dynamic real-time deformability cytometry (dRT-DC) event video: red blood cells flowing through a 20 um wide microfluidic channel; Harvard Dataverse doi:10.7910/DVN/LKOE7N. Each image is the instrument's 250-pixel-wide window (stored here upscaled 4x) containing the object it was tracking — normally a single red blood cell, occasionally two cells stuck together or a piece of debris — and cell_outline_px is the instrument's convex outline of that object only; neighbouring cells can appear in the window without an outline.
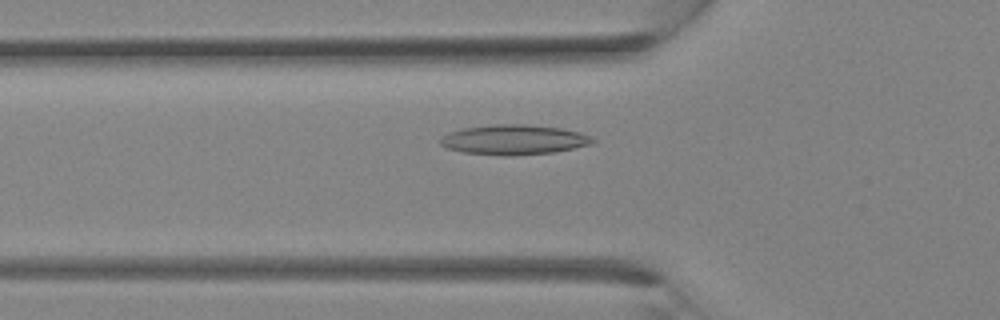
{"species": "Egyptian fruit bat (a non-hibernating species)", "species_latin": "Rousettus aegyptiacus", "temperature_condition": "room temperature", "stored_images_in_passage": 31, "camera_frame_rate_fps": 3000, "um_per_image_px": 0.085, "animal": {"sex": "female"}, "frame": {"image": 1, "passage_image": 12, "time_ms": 3.667, "image_size_px": [1000, 320], "cell_outline_px": [[596, 140], [592, 144], [556, 152], [512, 156], [504, 156], [460, 152], [448, 148], [440, 144], [440, 140], [448, 132], [464, 128], [496, 124], [524, 124], [560, 128], [580, 132]], "centroid_in_image_um": [43.68, 11.88], "position_along_channel_um": 82.1, "area_um2": 26.59}}
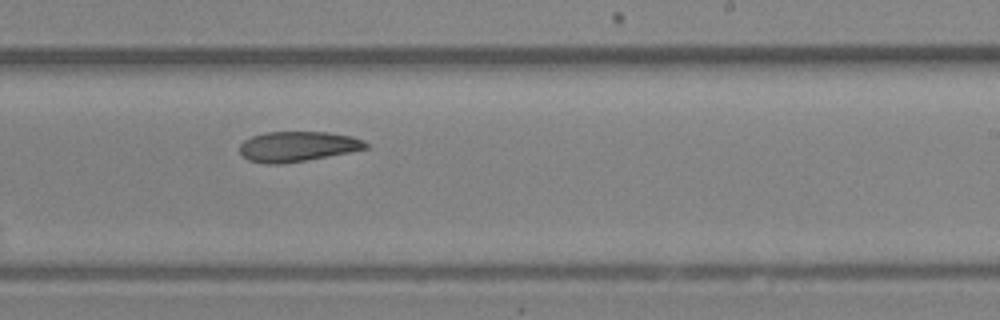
{"frame": {"image": 2, "passage_image": 21, "time_ms": 6.667, "image_size_px": [1000, 320], "cell_outline_px": [[368, 148], [352, 152], [280, 164], [268, 164], [248, 160], [240, 152], [240, 144], [244, 140], [252, 136], [264, 132], [328, 132], [352, 136], [364, 140], [368, 144]], "centroid_in_image_um": [25.31, 12.44], "position_along_channel_um": 263.7, "area_um2": 22.14}}
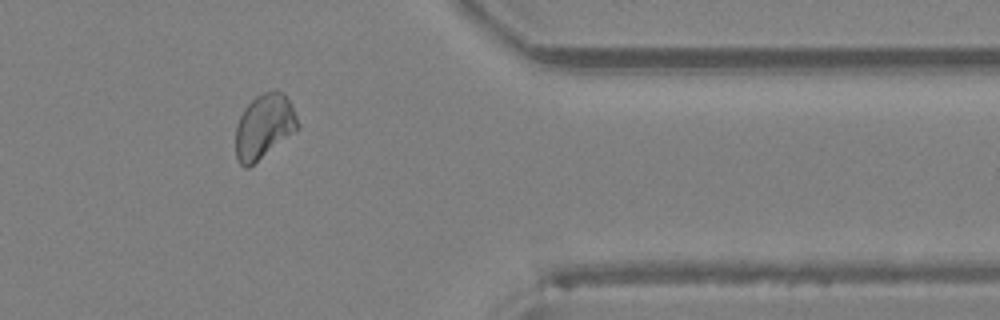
{"frame": {"image": 3, "passage_image": 28, "time_ms": 9.0, "image_size_px": [1000, 320], "cell_outline_px": [[300, 128], [248, 168], [244, 168], [240, 164], [236, 156], [236, 124], [244, 108], [256, 96], [264, 92], [276, 88], [284, 92], [292, 104]], "centroid_in_image_um": [22.46, 10.72], "position_along_channel_um": 388.9, "area_um2": 23.52}}